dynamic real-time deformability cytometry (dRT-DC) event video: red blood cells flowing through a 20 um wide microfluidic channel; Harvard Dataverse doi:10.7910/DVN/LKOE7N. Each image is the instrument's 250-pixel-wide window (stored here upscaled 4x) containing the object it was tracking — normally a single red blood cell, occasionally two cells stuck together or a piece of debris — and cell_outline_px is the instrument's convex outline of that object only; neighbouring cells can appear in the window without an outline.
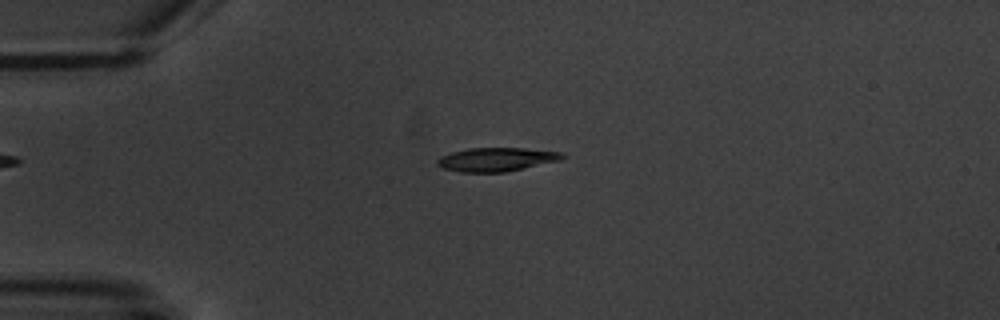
{"species": "common noctule bat (a hibernating species)", "species_latin": "Nyctalus noctula", "temperature_condition": "warm", "stored_images_in_passage": 6, "camera_frame_rate_fps": 3000, "um_per_image_px": 0.085, "animal": {"sex": "male", "body_mass_g": 20.1, "forearm_length_mm": 53.5}, "frame": {"image": 1, "passage_image": 4, "time_ms": 3.333, "image_size_px": [1000, 320], "cell_outline_px": [[568, 156], [560, 160], [504, 172], [460, 172], [440, 168], [436, 164], [436, 160], [440, 156], [452, 152], [468, 148], [524, 148], [564, 152]], "centroid_in_image_um": [42.18, 13.55], "position_along_channel_um": 42.8, "area_um2": 17.4}}